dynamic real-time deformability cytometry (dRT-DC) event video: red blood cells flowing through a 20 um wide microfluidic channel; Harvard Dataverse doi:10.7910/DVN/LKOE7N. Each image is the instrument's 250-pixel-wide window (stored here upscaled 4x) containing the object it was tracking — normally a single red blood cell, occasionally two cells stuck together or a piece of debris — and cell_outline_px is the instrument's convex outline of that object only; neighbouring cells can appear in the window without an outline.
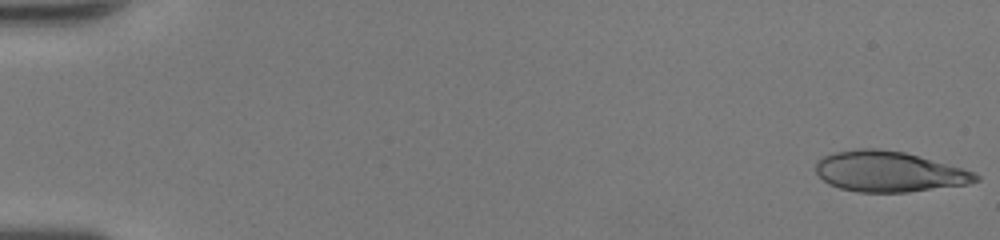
{"species": "human", "species_latin": "Homo sapiens", "temperature_condition": "room temperature", "stored_images_in_passage": 13, "camera_frame_rate_fps": 3000, "um_per_image_px": 0.085, "donor": {"sex": "female"}, "frame": {"image": 1, "passage_image": 1, "time_ms": 0.0, "image_size_px": [1000, 240], "cell_outline_px": [[980, 180], [968, 184], [908, 192], [856, 192], [840, 188], [828, 184], [816, 172], [816, 160], [824, 156], [836, 152], [856, 148], [876, 148], [904, 152], [976, 172], [980, 176]], "centroid_in_image_um": [75.56, 14.59], "position_along_channel_um": 9.4, "area_um2": 37.74}}